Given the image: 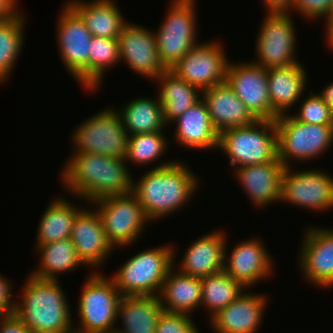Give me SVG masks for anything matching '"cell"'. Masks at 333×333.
Listing matches in <instances>:
<instances>
[{
    "label": "cell",
    "instance_id": "f6af8a7d",
    "mask_svg": "<svg viewBox=\"0 0 333 333\" xmlns=\"http://www.w3.org/2000/svg\"><path fill=\"white\" fill-rule=\"evenodd\" d=\"M325 31L327 33L326 34V43H328V47L333 49V15H329L326 19H325Z\"/></svg>",
    "mask_w": 333,
    "mask_h": 333
},
{
    "label": "cell",
    "instance_id": "e575fe53",
    "mask_svg": "<svg viewBox=\"0 0 333 333\" xmlns=\"http://www.w3.org/2000/svg\"><path fill=\"white\" fill-rule=\"evenodd\" d=\"M89 45V90L97 92L104 72L120 62L118 40L92 36Z\"/></svg>",
    "mask_w": 333,
    "mask_h": 333
},
{
    "label": "cell",
    "instance_id": "1f68e13d",
    "mask_svg": "<svg viewBox=\"0 0 333 333\" xmlns=\"http://www.w3.org/2000/svg\"><path fill=\"white\" fill-rule=\"evenodd\" d=\"M36 248L41 259H39L40 267L38 269L36 267L30 274L33 277L58 280L59 274L75 270L81 265L85 266L70 238L37 245Z\"/></svg>",
    "mask_w": 333,
    "mask_h": 333
},
{
    "label": "cell",
    "instance_id": "5b68a950",
    "mask_svg": "<svg viewBox=\"0 0 333 333\" xmlns=\"http://www.w3.org/2000/svg\"><path fill=\"white\" fill-rule=\"evenodd\" d=\"M174 250V246L167 244L128 259L111 276L121 295H158L166 275L175 266Z\"/></svg>",
    "mask_w": 333,
    "mask_h": 333
},
{
    "label": "cell",
    "instance_id": "b9f144b4",
    "mask_svg": "<svg viewBox=\"0 0 333 333\" xmlns=\"http://www.w3.org/2000/svg\"><path fill=\"white\" fill-rule=\"evenodd\" d=\"M294 0H263L267 13H291Z\"/></svg>",
    "mask_w": 333,
    "mask_h": 333
},
{
    "label": "cell",
    "instance_id": "cb8c5ba5",
    "mask_svg": "<svg viewBox=\"0 0 333 333\" xmlns=\"http://www.w3.org/2000/svg\"><path fill=\"white\" fill-rule=\"evenodd\" d=\"M172 123L176 124L174 139L181 146L197 150L218 149L219 133L211 123L202 98Z\"/></svg>",
    "mask_w": 333,
    "mask_h": 333
},
{
    "label": "cell",
    "instance_id": "ba28073f",
    "mask_svg": "<svg viewBox=\"0 0 333 333\" xmlns=\"http://www.w3.org/2000/svg\"><path fill=\"white\" fill-rule=\"evenodd\" d=\"M196 0H173L155 34L159 59L166 70L175 66L199 43Z\"/></svg>",
    "mask_w": 333,
    "mask_h": 333
},
{
    "label": "cell",
    "instance_id": "ffe728a7",
    "mask_svg": "<svg viewBox=\"0 0 333 333\" xmlns=\"http://www.w3.org/2000/svg\"><path fill=\"white\" fill-rule=\"evenodd\" d=\"M244 292L209 320L214 333H257L268 304L267 295Z\"/></svg>",
    "mask_w": 333,
    "mask_h": 333
},
{
    "label": "cell",
    "instance_id": "f1b7e54d",
    "mask_svg": "<svg viewBox=\"0 0 333 333\" xmlns=\"http://www.w3.org/2000/svg\"><path fill=\"white\" fill-rule=\"evenodd\" d=\"M155 81L160 82L158 97L168 126L201 99L202 92L197 87L179 78L171 70H165Z\"/></svg>",
    "mask_w": 333,
    "mask_h": 333
},
{
    "label": "cell",
    "instance_id": "ac0fdd59",
    "mask_svg": "<svg viewBox=\"0 0 333 333\" xmlns=\"http://www.w3.org/2000/svg\"><path fill=\"white\" fill-rule=\"evenodd\" d=\"M225 246L224 270L247 288L270 276L273 260L260 239H248L234 246L229 256ZM227 255V256H226Z\"/></svg>",
    "mask_w": 333,
    "mask_h": 333
},
{
    "label": "cell",
    "instance_id": "bcb514c9",
    "mask_svg": "<svg viewBox=\"0 0 333 333\" xmlns=\"http://www.w3.org/2000/svg\"><path fill=\"white\" fill-rule=\"evenodd\" d=\"M329 15H333V0H332V3H331V6H330V13Z\"/></svg>",
    "mask_w": 333,
    "mask_h": 333
},
{
    "label": "cell",
    "instance_id": "6da1fadb",
    "mask_svg": "<svg viewBox=\"0 0 333 333\" xmlns=\"http://www.w3.org/2000/svg\"><path fill=\"white\" fill-rule=\"evenodd\" d=\"M61 172L66 190L87 203L110 195H126L133 191L134 178L125 158L73 153Z\"/></svg>",
    "mask_w": 333,
    "mask_h": 333
},
{
    "label": "cell",
    "instance_id": "277c9868",
    "mask_svg": "<svg viewBox=\"0 0 333 333\" xmlns=\"http://www.w3.org/2000/svg\"><path fill=\"white\" fill-rule=\"evenodd\" d=\"M218 148L236 168L278 159L275 120H257L252 125L233 127L219 133Z\"/></svg>",
    "mask_w": 333,
    "mask_h": 333
},
{
    "label": "cell",
    "instance_id": "60d3db41",
    "mask_svg": "<svg viewBox=\"0 0 333 333\" xmlns=\"http://www.w3.org/2000/svg\"><path fill=\"white\" fill-rule=\"evenodd\" d=\"M0 333H33L14 313L0 319Z\"/></svg>",
    "mask_w": 333,
    "mask_h": 333
},
{
    "label": "cell",
    "instance_id": "e0dca14e",
    "mask_svg": "<svg viewBox=\"0 0 333 333\" xmlns=\"http://www.w3.org/2000/svg\"><path fill=\"white\" fill-rule=\"evenodd\" d=\"M299 266L306 282L320 288L333 285V228L311 227L305 231Z\"/></svg>",
    "mask_w": 333,
    "mask_h": 333
},
{
    "label": "cell",
    "instance_id": "7c38bea8",
    "mask_svg": "<svg viewBox=\"0 0 333 333\" xmlns=\"http://www.w3.org/2000/svg\"><path fill=\"white\" fill-rule=\"evenodd\" d=\"M64 7L56 28L62 64L84 89L89 90V43L92 35L81 16L69 4Z\"/></svg>",
    "mask_w": 333,
    "mask_h": 333
},
{
    "label": "cell",
    "instance_id": "7bdbcfd3",
    "mask_svg": "<svg viewBox=\"0 0 333 333\" xmlns=\"http://www.w3.org/2000/svg\"><path fill=\"white\" fill-rule=\"evenodd\" d=\"M17 2V0H0V21L10 20L20 13Z\"/></svg>",
    "mask_w": 333,
    "mask_h": 333
},
{
    "label": "cell",
    "instance_id": "484cf974",
    "mask_svg": "<svg viewBox=\"0 0 333 333\" xmlns=\"http://www.w3.org/2000/svg\"><path fill=\"white\" fill-rule=\"evenodd\" d=\"M158 296L165 312L191 315L195 308L201 306V278L183 274L173 266L166 275Z\"/></svg>",
    "mask_w": 333,
    "mask_h": 333
},
{
    "label": "cell",
    "instance_id": "f35d334b",
    "mask_svg": "<svg viewBox=\"0 0 333 333\" xmlns=\"http://www.w3.org/2000/svg\"><path fill=\"white\" fill-rule=\"evenodd\" d=\"M331 3L332 0H294L292 11L314 21L329 16Z\"/></svg>",
    "mask_w": 333,
    "mask_h": 333
},
{
    "label": "cell",
    "instance_id": "9c48e42d",
    "mask_svg": "<svg viewBox=\"0 0 333 333\" xmlns=\"http://www.w3.org/2000/svg\"><path fill=\"white\" fill-rule=\"evenodd\" d=\"M76 128L71 141L75 147L73 153H93L115 158L127 156L129 135L118 109L99 110Z\"/></svg>",
    "mask_w": 333,
    "mask_h": 333
},
{
    "label": "cell",
    "instance_id": "2e32d148",
    "mask_svg": "<svg viewBox=\"0 0 333 333\" xmlns=\"http://www.w3.org/2000/svg\"><path fill=\"white\" fill-rule=\"evenodd\" d=\"M117 40L120 62L125 60L140 76L155 80L166 70L159 59L154 32L127 22Z\"/></svg>",
    "mask_w": 333,
    "mask_h": 333
},
{
    "label": "cell",
    "instance_id": "74e56055",
    "mask_svg": "<svg viewBox=\"0 0 333 333\" xmlns=\"http://www.w3.org/2000/svg\"><path fill=\"white\" fill-rule=\"evenodd\" d=\"M191 315L163 311L157 321L156 333H199Z\"/></svg>",
    "mask_w": 333,
    "mask_h": 333
},
{
    "label": "cell",
    "instance_id": "d590c367",
    "mask_svg": "<svg viewBox=\"0 0 333 333\" xmlns=\"http://www.w3.org/2000/svg\"><path fill=\"white\" fill-rule=\"evenodd\" d=\"M161 132L136 134L128 137L126 162L139 165L153 163L159 160L167 148V137Z\"/></svg>",
    "mask_w": 333,
    "mask_h": 333
},
{
    "label": "cell",
    "instance_id": "d6a6232c",
    "mask_svg": "<svg viewBox=\"0 0 333 333\" xmlns=\"http://www.w3.org/2000/svg\"><path fill=\"white\" fill-rule=\"evenodd\" d=\"M201 282V306L210 311L209 319L236 300L242 291H245V287L227 274L224 269L201 278Z\"/></svg>",
    "mask_w": 333,
    "mask_h": 333
},
{
    "label": "cell",
    "instance_id": "7a4b0ae2",
    "mask_svg": "<svg viewBox=\"0 0 333 333\" xmlns=\"http://www.w3.org/2000/svg\"><path fill=\"white\" fill-rule=\"evenodd\" d=\"M182 162L174 160L158 164L146 172L137 183L133 182L132 193L150 221L159 220L183 209L192 194L197 192V176Z\"/></svg>",
    "mask_w": 333,
    "mask_h": 333
},
{
    "label": "cell",
    "instance_id": "52a82bcc",
    "mask_svg": "<svg viewBox=\"0 0 333 333\" xmlns=\"http://www.w3.org/2000/svg\"><path fill=\"white\" fill-rule=\"evenodd\" d=\"M278 159L285 166L292 160L310 161L326 153L333 144V125L296 120L289 113L276 118Z\"/></svg>",
    "mask_w": 333,
    "mask_h": 333
},
{
    "label": "cell",
    "instance_id": "4316f807",
    "mask_svg": "<svg viewBox=\"0 0 333 333\" xmlns=\"http://www.w3.org/2000/svg\"><path fill=\"white\" fill-rule=\"evenodd\" d=\"M158 295L122 296L117 318L122 320V328L114 333H156L157 321L163 312Z\"/></svg>",
    "mask_w": 333,
    "mask_h": 333
},
{
    "label": "cell",
    "instance_id": "4fadbf2b",
    "mask_svg": "<svg viewBox=\"0 0 333 333\" xmlns=\"http://www.w3.org/2000/svg\"><path fill=\"white\" fill-rule=\"evenodd\" d=\"M280 202L317 211L333 207V178L321 169L294 171L285 167L281 179Z\"/></svg>",
    "mask_w": 333,
    "mask_h": 333
},
{
    "label": "cell",
    "instance_id": "603a6c76",
    "mask_svg": "<svg viewBox=\"0 0 333 333\" xmlns=\"http://www.w3.org/2000/svg\"><path fill=\"white\" fill-rule=\"evenodd\" d=\"M227 234L212 231L193 241L182 256L177 270L183 274L203 278L224 269Z\"/></svg>",
    "mask_w": 333,
    "mask_h": 333
},
{
    "label": "cell",
    "instance_id": "ee69618b",
    "mask_svg": "<svg viewBox=\"0 0 333 333\" xmlns=\"http://www.w3.org/2000/svg\"><path fill=\"white\" fill-rule=\"evenodd\" d=\"M319 94L322 96L324 102L330 107V110L333 113V83L330 82V84L325 86Z\"/></svg>",
    "mask_w": 333,
    "mask_h": 333
},
{
    "label": "cell",
    "instance_id": "5bb4252c",
    "mask_svg": "<svg viewBox=\"0 0 333 333\" xmlns=\"http://www.w3.org/2000/svg\"><path fill=\"white\" fill-rule=\"evenodd\" d=\"M198 43L170 70L201 92L225 81L229 60L218 41Z\"/></svg>",
    "mask_w": 333,
    "mask_h": 333
},
{
    "label": "cell",
    "instance_id": "8d00e7d4",
    "mask_svg": "<svg viewBox=\"0 0 333 333\" xmlns=\"http://www.w3.org/2000/svg\"><path fill=\"white\" fill-rule=\"evenodd\" d=\"M299 107L297 114L292 115L296 120L311 124L333 125V113L319 92L310 93L302 100Z\"/></svg>",
    "mask_w": 333,
    "mask_h": 333
},
{
    "label": "cell",
    "instance_id": "3957f363",
    "mask_svg": "<svg viewBox=\"0 0 333 333\" xmlns=\"http://www.w3.org/2000/svg\"><path fill=\"white\" fill-rule=\"evenodd\" d=\"M26 280L13 313L33 333H74L71 308L60 281L31 275Z\"/></svg>",
    "mask_w": 333,
    "mask_h": 333
},
{
    "label": "cell",
    "instance_id": "4dcf8cb0",
    "mask_svg": "<svg viewBox=\"0 0 333 333\" xmlns=\"http://www.w3.org/2000/svg\"><path fill=\"white\" fill-rule=\"evenodd\" d=\"M78 208L68 199L53 198L39 222L36 246L70 238L76 216L83 209Z\"/></svg>",
    "mask_w": 333,
    "mask_h": 333
},
{
    "label": "cell",
    "instance_id": "83f0119b",
    "mask_svg": "<svg viewBox=\"0 0 333 333\" xmlns=\"http://www.w3.org/2000/svg\"><path fill=\"white\" fill-rule=\"evenodd\" d=\"M67 2L84 20L92 36L118 39L124 20L114 0H68Z\"/></svg>",
    "mask_w": 333,
    "mask_h": 333
},
{
    "label": "cell",
    "instance_id": "7402d4cb",
    "mask_svg": "<svg viewBox=\"0 0 333 333\" xmlns=\"http://www.w3.org/2000/svg\"><path fill=\"white\" fill-rule=\"evenodd\" d=\"M201 98L218 133L233 127L252 125L258 120L226 81L202 91Z\"/></svg>",
    "mask_w": 333,
    "mask_h": 333
},
{
    "label": "cell",
    "instance_id": "30bf717a",
    "mask_svg": "<svg viewBox=\"0 0 333 333\" xmlns=\"http://www.w3.org/2000/svg\"><path fill=\"white\" fill-rule=\"evenodd\" d=\"M91 204L95 205L107 240L114 249L134 243L150 221L132 192L99 198Z\"/></svg>",
    "mask_w": 333,
    "mask_h": 333
},
{
    "label": "cell",
    "instance_id": "ab89813d",
    "mask_svg": "<svg viewBox=\"0 0 333 333\" xmlns=\"http://www.w3.org/2000/svg\"><path fill=\"white\" fill-rule=\"evenodd\" d=\"M7 277L0 274V309L5 314H12L15 309L14 293L11 291V282Z\"/></svg>",
    "mask_w": 333,
    "mask_h": 333
},
{
    "label": "cell",
    "instance_id": "d4e9b609",
    "mask_svg": "<svg viewBox=\"0 0 333 333\" xmlns=\"http://www.w3.org/2000/svg\"><path fill=\"white\" fill-rule=\"evenodd\" d=\"M268 93L272 110L278 115L287 114L305 92L307 74L303 64L267 69Z\"/></svg>",
    "mask_w": 333,
    "mask_h": 333
},
{
    "label": "cell",
    "instance_id": "8992f818",
    "mask_svg": "<svg viewBox=\"0 0 333 333\" xmlns=\"http://www.w3.org/2000/svg\"><path fill=\"white\" fill-rule=\"evenodd\" d=\"M89 275L80 293L77 309L80 322L73 327L74 333H114L122 295L111 277L108 279L96 270Z\"/></svg>",
    "mask_w": 333,
    "mask_h": 333
},
{
    "label": "cell",
    "instance_id": "d6986e66",
    "mask_svg": "<svg viewBox=\"0 0 333 333\" xmlns=\"http://www.w3.org/2000/svg\"><path fill=\"white\" fill-rule=\"evenodd\" d=\"M92 209L85 207L77 214L70 239L83 263L97 269L115 250L107 240L98 211Z\"/></svg>",
    "mask_w": 333,
    "mask_h": 333
},
{
    "label": "cell",
    "instance_id": "836d02e7",
    "mask_svg": "<svg viewBox=\"0 0 333 333\" xmlns=\"http://www.w3.org/2000/svg\"><path fill=\"white\" fill-rule=\"evenodd\" d=\"M25 24L21 12L10 20L0 21V83L10 77L19 58L24 44Z\"/></svg>",
    "mask_w": 333,
    "mask_h": 333
},
{
    "label": "cell",
    "instance_id": "8fae6325",
    "mask_svg": "<svg viewBox=\"0 0 333 333\" xmlns=\"http://www.w3.org/2000/svg\"><path fill=\"white\" fill-rule=\"evenodd\" d=\"M260 24L255 53L252 61L266 69L279 68L299 63L295 57L296 28L290 13H266Z\"/></svg>",
    "mask_w": 333,
    "mask_h": 333
},
{
    "label": "cell",
    "instance_id": "f546056e",
    "mask_svg": "<svg viewBox=\"0 0 333 333\" xmlns=\"http://www.w3.org/2000/svg\"><path fill=\"white\" fill-rule=\"evenodd\" d=\"M155 98L138 97L118 110L129 136L167 129L162 104L158 96Z\"/></svg>",
    "mask_w": 333,
    "mask_h": 333
},
{
    "label": "cell",
    "instance_id": "44dd1931",
    "mask_svg": "<svg viewBox=\"0 0 333 333\" xmlns=\"http://www.w3.org/2000/svg\"><path fill=\"white\" fill-rule=\"evenodd\" d=\"M285 166L277 160L234 169V178L248 194L252 204L265 207L281 200V179ZM236 172V173H235Z\"/></svg>",
    "mask_w": 333,
    "mask_h": 333
},
{
    "label": "cell",
    "instance_id": "9a60e30c",
    "mask_svg": "<svg viewBox=\"0 0 333 333\" xmlns=\"http://www.w3.org/2000/svg\"><path fill=\"white\" fill-rule=\"evenodd\" d=\"M225 81L258 120H276L268 93L267 69L253 62H229Z\"/></svg>",
    "mask_w": 333,
    "mask_h": 333
},
{
    "label": "cell",
    "instance_id": "7dc6e473",
    "mask_svg": "<svg viewBox=\"0 0 333 333\" xmlns=\"http://www.w3.org/2000/svg\"><path fill=\"white\" fill-rule=\"evenodd\" d=\"M5 315V313L0 309V319Z\"/></svg>",
    "mask_w": 333,
    "mask_h": 333
}]
</instances>
